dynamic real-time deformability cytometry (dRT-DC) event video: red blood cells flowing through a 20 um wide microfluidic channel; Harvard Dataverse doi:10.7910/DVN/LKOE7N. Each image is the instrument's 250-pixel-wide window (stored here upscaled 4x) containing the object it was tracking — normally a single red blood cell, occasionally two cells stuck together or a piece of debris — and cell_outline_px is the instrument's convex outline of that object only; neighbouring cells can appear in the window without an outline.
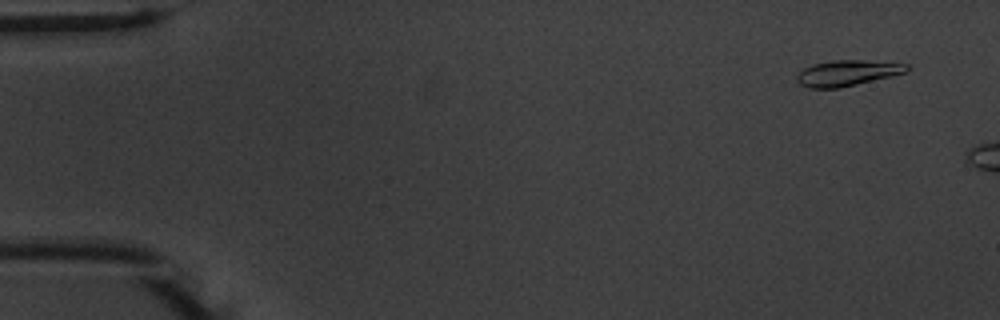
{"species": "common noctule bat (a hibernating species)", "species_latin": "Nyctalus noctula", "temperature_condition": "warm", "stored_images_in_passage": 9, "camera_frame_rate_fps": 3000, "um_per_image_px": 0.085, "animal": {"sex": "male", "body_mass_g": 20.1, "forearm_length_mm": 53.5}, "frame": {"image": 1, "passage_image": 4, "time_ms": 1.0, "image_size_px": [1000, 320], "cell_outline_px": [[908, 72], [892, 76], [840, 88], [808, 88], [800, 84], [796, 80], [796, 76], [804, 68], [812, 64], [832, 60], [864, 60], [908, 64]], "centroid_in_image_um": [72.01, 6.21], "position_along_channel_um": 13.0, "area_um2": 16.53}}